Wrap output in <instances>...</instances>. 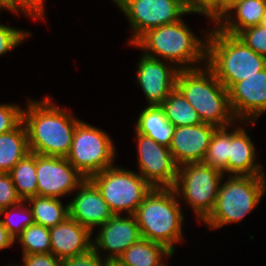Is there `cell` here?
<instances>
[{
  "instance_id": "obj_1",
  "label": "cell",
  "mask_w": 266,
  "mask_h": 266,
  "mask_svg": "<svg viewBox=\"0 0 266 266\" xmlns=\"http://www.w3.org/2000/svg\"><path fill=\"white\" fill-rule=\"evenodd\" d=\"M25 100L23 123L27 129L29 151L43 156L66 158L77 123L81 119L68 107H60L50 95L40 100L30 97Z\"/></svg>"
},
{
  "instance_id": "obj_2",
  "label": "cell",
  "mask_w": 266,
  "mask_h": 266,
  "mask_svg": "<svg viewBox=\"0 0 266 266\" xmlns=\"http://www.w3.org/2000/svg\"><path fill=\"white\" fill-rule=\"evenodd\" d=\"M146 31L132 45L142 54L174 64L179 70L196 69L207 64V39L213 24L199 35L187 20ZM211 25V26H210ZM203 34V35H202ZM202 36V37H201Z\"/></svg>"
},
{
  "instance_id": "obj_3",
  "label": "cell",
  "mask_w": 266,
  "mask_h": 266,
  "mask_svg": "<svg viewBox=\"0 0 266 266\" xmlns=\"http://www.w3.org/2000/svg\"><path fill=\"white\" fill-rule=\"evenodd\" d=\"M182 206L173 188H152L134 214L141 237L177 252L179 243L186 244Z\"/></svg>"
},
{
  "instance_id": "obj_4",
  "label": "cell",
  "mask_w": 266,
  "mask_h": 266,
  "mask_svg": "<svg viewBox=\"0 0 266 266\" xmlns=\"http://www.w3.org/2000/svg\"><path fill=\"white\" fill-rule=\"evenodd\" d=\"M176 87L197 111L203 123L224 128L237 122L230 106L228 90L207 65L179 70Z\"/></svg>"
},
{
  "instance_id": "obj_5",
  "label": "cell",
  "mask_w": 266,
  "mask_h": 266,
  "mask_svg": "<svg viewBox=\"0 0 266 266\" xmlns=\"http://www.w3.org/2000/svg\"><path fill=\"white\" fill-rule=\"evenodd\" d=\"M218 81L229 90L266 67V57L255 53L240 38L214 24L207 39V64Z\"/></svg>"
},
{
  "instance_id": "obj_6",
  "label": "cell",
  "mask_w": 266,
  "mask_h": 266,
  "mask_svg": "<svg viewBox=\"0 0 266 266\" xmlns=\"http://www.w3.org/2000/svg\"><path fill=\"white\" fill-rule=\"evenodd\" d=\"M265 194L266 176L224 175L215 206L202 225L211 232L241 223L259 207Z\"/></svg>"
},
{
  "instance_id": "obj_7",
  "label": "cell",
  "mask_w": 266,
  "mask_h": 266,
  "mask_svg": "<svg viewBox=\"0 0 266 266\" xmlns=\"http://www.w3.org/2000/svg\"><path fill=\"white\" fill-rule=\"evenodd\" d=\"M109 132L82 119L77 123L69 153V163L86 179L114 166L117 147Z\"/></svg>"
},
{
  "instance_id": "obj_8",
  "label": "cell",
  "mask_w": 266,
  "mask_h": 266,
  "mask_svg": "<svg viewBox=\"0 0 266 266\" xmlns=\"http://www.w3.org/2000/svg\"><path fill=\"white\" fill-rule=\"evenodd\" d=\"M224 174L203 162L188 163L178 167L173 187L179 202L187 204L194 213L197 224L212 212Z\"/></svg>"
},
{
  "instance_id": "obj_9",
  "label": "cell",
  "mask_w": 266,
  "mask_h": 266,
  "mask_svg": "<svg viewBox=\"0 0 266 266\" xmlns=\"http://www.w3.org/2000/svg\"><path fill=\"white\" fill-rule=\"evenodd\" d=\"M99 189L114 215H134L144 197L152 190L143 177L115 164L89 178Z\"/></svg>"
},
{
  "instance_id": "obj_10",
  "label": "cell",
  "mask_w": 266,
  "mask_h": 266,
  "mask_svg": "<svg viewBox=\"0 0 266 266\" xmlns=\"http://www.w3.org/2000/svg\"><path fill=\"white\" fill-rule=\"evenodd\" d=\"M111 1L128 21L131 32L130 38L126 39L128 45H132L150 29L176 23L185 18V15H199L189 12L188 8L178 0Z\"/></svg>"
},
{
  "instance_id": "obj_11",
  "label": "cell",
  "mask_w": 266,
  "mask_h": 266,
  "mask_svg": "<svg viewBox=\"0 0 266 266\" xmlns=\"http://www.w3.org/2000/svg\"><path fill=\"white\" fill-rule=\"evenodd\" d=\"M136 138L137 170L153 188H173L178 173L169 147L161 145L134 130Z\"/></svg>"
},
{
  "instance_id": "obj_12",
  "label": "cell",
  "mask_w": 266,
  "mask_h": 266,
  "mask_svg": "<svg viewBox=\"0 0 266 266\" xmlns=\"http://www.w3.org/2000/svg\"><path fill=\"white\" fill-rule=\"evenodd\" d=\"M37 196L71 197L86 179L63 157L36 154ZM70 195V196H69Z\"/></svg>"
},
{
  "instance_id": "obj_13",
  "label": "cell",
  "mask_w": 266,
  "mask_h": 266,
  "mask_svg": "<svg viewBox=\"0 0 266 266\" xmlns=\"http://www.w3.org/2000/svg\"><path fill=\"white\" fill-rule=\"evenodd\" d=\"M137 87L142 90L146 105H161L176 87L179 69L172 63L140 53L135 63Z\"/></svg>"
},
{
  "instance_id": "obj_14",
  "label": "cell",
  "mask_w": 266,
  "mask_h": 266,
  "mask_svg": "<svg viewBox=\"0 0 266 266\" xmlns=\"http://www.w3.org/2000/svg\"><path fill=\"white\" fill-rule=\"evenodd\" d=\"M141 237L134 215H114L92 234L93 249L114 263L117 258Z\"/></svg>"
},
{
  "instance_id": "obj_15",
  "label": "cell",
  "mask_w": 266,
  "mask_h": 266,
  "mask_svg": "<svg viewBox=\"0 0 266 266\" xmlns=\"http://www.w3.org/2000/svg\"><path fill=\"white\" fill-rule=\"evenodd\" d=\"M228 94L237 121L257 122L266 113V67L235 83Z\"/></svg>"
},
{
  "instance_id": "obj_16",
  "label": "cell",
  "mask_w": 266,
  "mask_h": 266,
  "mask_svg": "<svg viewBox=\"0 0 266 266\" xmlns=\"http://www.w3.org/2000/svg\"><path fill=\"white\" fill-rule=\"evenodd\" d=\"M255 124L256 122L237 121L230 126L228 175L266 176L265 168L259 162L258 148L248 133Z\"/></svg>"
},
{
  "instance_id": "obj_17",
  "label": "cell",
  "mask_w": 266,
  "mask_h": 266,
  "mask_svg": "<svg viewBox=\"0 0 266 266\" xmlns=\"http://www.w3.org/2000/svg\"><path fill=\"white\" fill-rule=\"evenodd\" d=\"M71 196L69 216L92 233L114 216L99 189L89 178Z\"/></svg>"
},
{
  "instance_id": "obj_18",
  "label": "cell",
  "mask_w": 266,
  "mask_h": 266,
  "mask_svg": "<svg viewBox=\"0 0 266 266\" xmlns=\"http://www.w3.org/2000/svg\"><path fill=\"white\" fill-rule=\"evenodd\" d=\"M216 129L208 123L175 127L169 149L176 164L203 162Z\"/></svg>"
},
{
  "instance_id": "obj_19",
  "label": "cell",
  "mask_w": 266,
  "mask_h": 266,
  "mask_svg": "<svg viewBox=\"0 0 266 266\" xmlns=\"http://www.w3.org/2000/svg\"><path fill=\"white\" fill-rule=\"evenodd\" d=\"M92 232L70 216L50 228L51 253L61 260L88 252L92 246Z\"/></svg>"
},
{
  "instance_id": "obj_20",
  "label": "cell",
  "mask_w": 266,
  "mask_h": 266,
  "mask_svg": "<svg viewBox=\"0 0 266 266\" xmlns=\"http://www.w3.org/2000/svg\"><path fill=\"white\" fill-rule=\"evenodd\" d=\"M266 0H230L213 23L219 30L237 36L242 30L261 24Z\"/></svg>"
},
{
  "instance_id": "obj_21",
  "label": "cell",
  "mask_w": 266,
  "mask_h": 266,
  "mask_svg": "<svg viewBox=\"0 0 266 266\" xmlns=\"http://www.w3.org/2000/svg\"><path fill=\"white\" fill-rule=\"evenodd\" d=\"M137 115L134 130L169 147L175 127L167 120L160 105H146Z\"/></svg>"
},
{
  "instance_id": "obj_22",
  "label": "cell",
  "mask_w": 266,
  "mask_h": 266,
  "mask_svg": "<svg viewBox=\"0 0 266 266\" xmlns=\"http://www.w3.org/2000/svg\"><path fill=\"white\" fill-rule=\"evenodd\" d=\"M173 255L165 246L140 238L129 246L114 264L116 266H164L168 258H172Z\"/></svg>"
},
{
  "instance_id": "obj_23",
  "label": "cell",
  "mask_w": 266,
  "mask_h": 266,
  "mask_svg": "<svg viewBox=\"0 0 266 266\" xmlns=\"http://www.w3.org/2000/svg\"><path fill=\"white\" fill-rule=\"evenodd\" d=\"M28 153L27 129L22 121L15 129L0 134V173H9Z\"/></svg>"
},
{
  "instance_id": "obj_24",
  "label": "cell",
  "mask_w": 266,
  "mask_h": 266,
  "mask_svg": "<svg viewBox=\"0 0 266 266\" xmlns=\"http://www.w3.org/2000/svg\"><path fill=\"white\" fill-rule=\"evenodd\" d=\"M33 213L35 224L47 228L55 227L69 217V201L59 198L34 196L26 200Z\"/></svg>"
},
{
  "instance_id": "obj_25",
  "label": "cell",
  "mask_w": 266,
  "mask_h": 266,
  "mask_svg": "<svg viewBox=\"0 0 266 266\" xmlns=\"http://www.w3.org/2000/svg\"><path fill=\"white\" fill-rule=\"evenodd\" d=\"M167 120L174 126H191L203 123L197 111L186 100L183 93L175 87L160 105Z\"/></svg>"
},
{
  "instance_id": "obj_26",
  "label": "cell",
  "mask_w": 266,
  "mask_h": 266,
  "mask_svg": "<svg viewBox=\"0 0 266 266\" xmlns=\"http://www.w3.org/2000/svg\"><path fill=\"white\" fill-rule=\"evenodd\" d=\"M9 174L21 200L37 196L36 154L28 153Z\"/></svg>"
},
{
  "instance_id": "obj_27",
  "label": "cell",
  "mask_w": 266,
  "mask_h": 266,
  "mask_svg": "<svg viewBox=\"0 0 266 266\" xmlns=\"http://www.w3.org/2000/svg\"><path fill=\"white\" fill-rule=\"evenodd\" d=\"M229 151L230 126L217 128L212 134L203 163L228 175Z\"/></svg>"
},
{
  "instance_id": "obj_28",
  "label": "cell",
  "mask_w": 266,
  "mask_h": 266,
  "mask_svg": "<svg viewBox=\"0 0 266 266\" xmlns=\"http://www.w3.org/2000/svg\"><path fill=\"white\" fill-rule=\"evenodd\" d=\"M0 221L14 240L28 226L34 224L33 213L27 201L0 210Z\"/></svg>"
},
{
  "instance_id": "obj_29",
  "label": "cell",
  "mask_w": 266,
  "mask_h": 266,
  "mask_svg": "<svg viewBox=\"0 0 266 266\" xmlns=\"http://www.w3.org/2000/svg\"><path fill=\"white\" fill-rule=\"evenodd\" d=\"M15 241L20 244L22 255L51 253L50 228L42 225L28 226Z\"/></svg>"
},
{
  "instance_id": "obj_30",
  "label": "cell",
  "mask_w": 266,
  "mask_h": 266,
  "mask_svg": "<svg viewBox=\"0 0 266 266\" xmlns=\"http://www.w3.org/2000/svg\"><path fill=\"white\" fill-rule=\"evenodd\" d=\"M32 34L31 30L15 28L0 22V57L9 54L24 41H28Z\"/></svg>"
},
{
  "instance_id": "obj_31",
  "label": "cell",
  "mask_w": 266,
  "mask_h": 266,
  "mask_svg": "<svg viewBox=\"0 0 266 266\" xmlns=\"http://www.w3.org/2000/svg\"><path fill=\"white\" fill-rule=\"evenodd\" d=\"M23 107L19 102L0 103V134L15 129L23 121Z\"/></svg>"
},
{
  "instance_id": "obj_32",
  "label": "cell",
  "mask_w": 266,
  "mask_h": 266,
  "mask_svg": "<svg viewBox=\"0 0 266 266\" xmlns=\"http://www.w3.org/2000/svg\"><path fill=\"white\" fill-rule=\"evenodd\" d=\"M255 53L266 57V27L259 24L242 30L238 35Z\"/></svg>"
},
{
  "instance_id": "obj_33",
  "label": "cell",
  "mask_w": 266,
  "mask_h": 266,
  "mask_svg": "<svg viewBox=\"0 0 266 266\" xmlns=\"http://www.w3.org/2000/svg\"><path fill=\"white\" fill-rule=\"evenodd\" d=\"M228 3L229 0H193V13L202 15L213 24L226 10Z\"/></svg>"
},
{
  "instance_id": "obj_34",
  "label": "cell",
  "mask_w": 266,
  "mask_h": 266,
  "mask_svg": "<svg viewBox=\"0 0 266 266\" xmlns=\"http://www.w3.org/2000/svg\"><path fill=\"white\" fill-rule=\"evenodd\" d=\"M46 1L47 0H15V15L23 16L29 18L28 20H42L44 23L46 21ZM21 13V14H20Z\"/></svg>"
},
{
  "instance_id": "obj_35",
  "label": "cell",
  "mask_w": 266,
  "mask_h": 266,
  "mask_svg": "<svg viewBox=\"0 0 266 266\" xmlns=\"http://www.w3.org/2000/svg\"><path fill=\"white\" fill-rule=\"evenodd\" d=\"M12 178L9 173H0V210L20 203Z\"/></svg>"
},
{
  "instance_id": "obj_36",
  "label": "cell",
  "mask_w": 266,
  "mask_h": 266,
  "mask_svg": "<svg viewBox=\"0 0 266 266\" xmlns=\"http://www.w3.org/2000/svg\"><path fill=\"white\" fill-rule=\"evenodd\" d=\"M110 264L111 262L91 248L84 254L62 259L61 266H109Z\"/></svg>"
},
{
  "instance_id": "obj_37",
  "label": "cell",
  "mask_w": 266,
  "mask_h": 266,
  "mask_svg": "<svg viewBox=\"0 0 266 266\" xmlns=\"http://www.w3.org/2000/svg\"><path fill=\"white\" fill-rule=\"evenodd\" d=\"M18 266H61L62 260L52 253H38L22 255Z\"/></svg>"
},
{
  "instance_id": "obj_38",
  "label": "cell",
  "mask_w": 266,
  "mask_h": 266,
  "mask_svg": "<svg viewBox=\"0 0 266 266\" xmlns=\"http://www.w3.org/2000/svg\"><path fill=\"white\" fill-rule=\"evenodd\" d=\"M16 244L14 238L7 232V229L0 221V251L9 250Z\"/></svg>"
},
{
  "instance_id": "obj_39",
  "label": "cell",
  "mask_w": 266,
  "mask_h": 266,
  "mask_svg": "<svg viewBox=\"0 0 266 266\" xmlns=\"http://www.w3.org/2000/svg\"><path fill=\"white\" fill-rule=\"evenodd\" d=\"M0 5L15 16V0H0Z\"/></svg>"
},
{
  "instance_id": "obj_40",
  "label": "cell",
  "mask_w": 266,
  "mask_h": 266,
  "mask_svg": "<svg viewBox=\"0 0 266 266\" xmlns=\"http://www.w3.org/2000/svg\"><path fill=\"white\" fill-rule=\"evenodd\" d=\"M178 1L184 4L188 8L189 12L193 13V0H178Z\"/></svg>"
},
{
  "instance_id": "obj_41",
  "label": "cell",
  "mask_w": 266,
  "mask_h": 266,
  "mask_svg": "<svg viewBox=\"0 0 266 266\" xmlns=\"http://www.w3.org/2000/svg\"><path fill=\"white\" fill-rule=\"evenodd\" d=\"M261 25H263V26L266 27V11H265V14H264V16H263V19H262Z\"/></svg>"
},
{
  "instance_id": "obj_42",
  "label": "cell",
  "mask_w": 266,
  "mask_h": 266,
  "mask_svg": "<svg viewBox=\"0 0 266 266\" xmlns=\"http://www.w3.org/2000/svg\"><path fill=\"white\" fill-rule=\"evenodd\" d=\"M1 266H2V265H1ZM3 266H18V265H17V263H14V264L11 263V265H10V263H9V264H7V265H3Z\"/></svg>"
},
{
  "instance_id": "obj_43",
  "label": "cell",
  "mask_w": 266,
  "mask_h": 266,
  "mask_svg": "<svg viewBox=\"0 0 266 266\" xmlns=\"http://www.w3.org/2000/svg\"><path fill=\"white\" fill-rule=\"evenodd\" d=\"M6 11L1 5H0V16H1V13H2V11Z\"/></svg>"
}]
</instances>
